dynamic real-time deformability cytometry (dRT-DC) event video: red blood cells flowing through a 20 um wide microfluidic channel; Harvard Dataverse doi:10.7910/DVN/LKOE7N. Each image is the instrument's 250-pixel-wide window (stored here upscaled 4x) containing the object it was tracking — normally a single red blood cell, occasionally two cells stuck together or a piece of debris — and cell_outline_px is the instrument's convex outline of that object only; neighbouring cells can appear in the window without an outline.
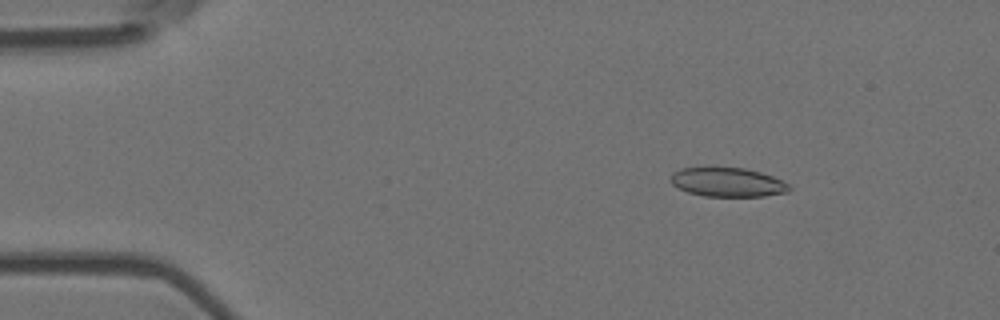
{"species": "Egyptian fruit bat (a non-hibernating species)", "species_latin": "Rousettus aegyptiacus", "temperature_condition": "room temperature", "stored_images_in_passage": 26, "camera_frame_rate_fps": 3000, "um_per_image_px": 0.085, "animal": {"sex": "female"}, "frame": {"image": 1, "passage_image": 8, "time_ms": 2.333, "image_size_px": [1000, 320], "cell_outline_px": [[792, 188], [788, 192], [764, 196], [704, 196], [688, 192], [672, 184], [672, 172], [680, 168], [744, 168], [760, 172], [772, 176], [788, 184]], "centroid_in_image_um": [61.86, 15.49], "position_along_channel_um": 23.1, "area_um2": 19.83}}
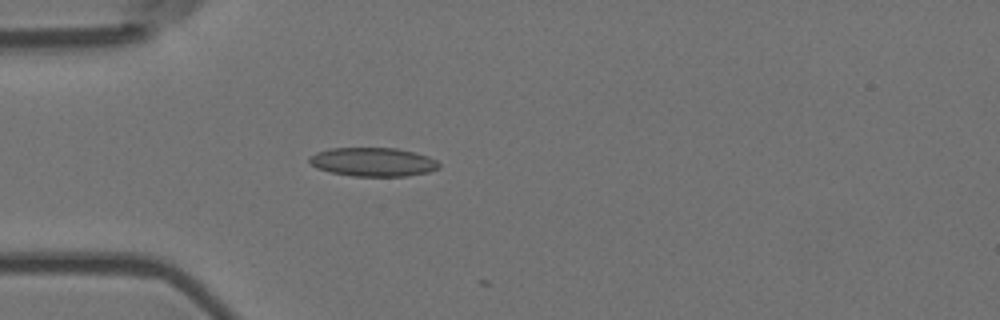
{"frame": {"image": 2, "passage_image": 16, "time_ms": 5.0, "image_size_px": [1000, 320], "cell_outline_px": [[440, 168], [428, 172], [408, 176], [352, 176], [332, 172], [316, 168], [308, 160], [308, 156], [316, 152], [332, 148], [396, 148], [428, 156], [436, 160], [440, 164]], "centroid_in_image_um": [31.7, 13.77], "position_along_channel_um": 53.3, "area_um2": 21.73}}